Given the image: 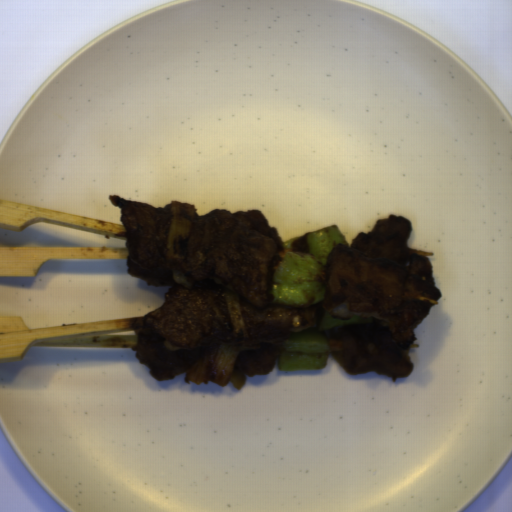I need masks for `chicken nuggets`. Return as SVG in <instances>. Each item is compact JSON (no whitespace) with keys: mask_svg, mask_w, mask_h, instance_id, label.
Masks as SVG:
<instances>
[{"mask_svg":"<svg viewBox=\"0 0 512 512\" xmlns=\"http://www.w3.org/2000/svg\"><path fill=\"white\" fill-rule=\"evenodd\" d=\"M108 197L122 207L129 275L147 284L171 285L163 305L132 324V350L152 378L174 380L188 373L202 347L233 343L236 333L221 288L228 284L238 296L249 338L236 366L244 376L270 374L291 333L316 326L319 311L346 321L355 315L374 318L325 331L330 356L347 374L378 373L394 383L410 376L413 326L442 293L428 257L408 252L412 223L406 216L376 219L371 231H360L350 245L337 243L319 276L324 301L284 308L271 306L273 266L284 241L262 210L195 212L180 261V269L194 280L186 287L172 280L166 261L172 202L155 207Z\"/></svg>","mask_w":512,"mask_h":512,"instance_id":"chicken-nuggets-1","label":"chicken nuggets"}]
</instances>
